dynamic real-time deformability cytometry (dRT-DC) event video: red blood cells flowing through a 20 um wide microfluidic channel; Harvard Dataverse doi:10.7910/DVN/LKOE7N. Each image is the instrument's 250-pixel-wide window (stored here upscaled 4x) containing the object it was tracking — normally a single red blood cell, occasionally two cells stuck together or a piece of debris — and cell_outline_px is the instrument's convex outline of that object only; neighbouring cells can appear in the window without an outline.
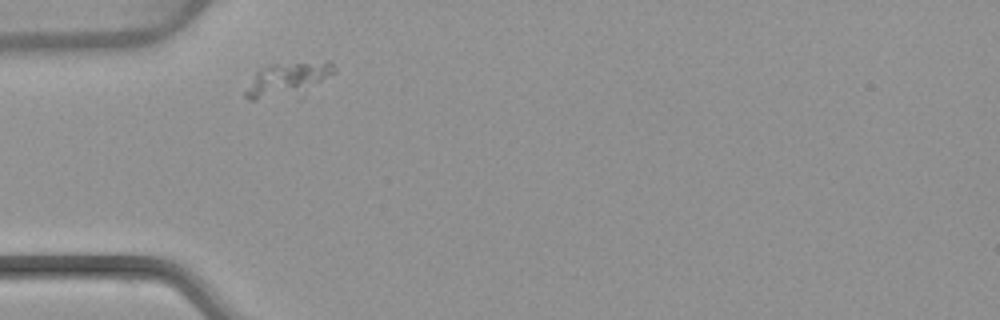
{"species": "common noctule bat (a hibernating species)", "species_latin": "Nyctalus noctula", "temperature_condition": "warm", "stored_images_in_passage": 2, "camera_frame_rate_fps": 3000, "um_per_image_px": 0.085, "animal": {"sex": "female", "body_mass_g": 22.7, "forearm_length_mm": 54.2}, "frame": {"image": 1, "passage_image": 1, "time_ms": 0.0, "image_size_px": [1000, 320], "cell_outline_px": [[336, 72], [320, 80], [296, 88], [256, 100], [248, 100], [244, 96], [244, 92], [256, 72], [260, 68], [268, 64], [328, 60], [332, 64]], "centroid_in_image_um": [24.33, 6.6], "position_along_channel_um": 60.7, "area_um2": 15.55}}
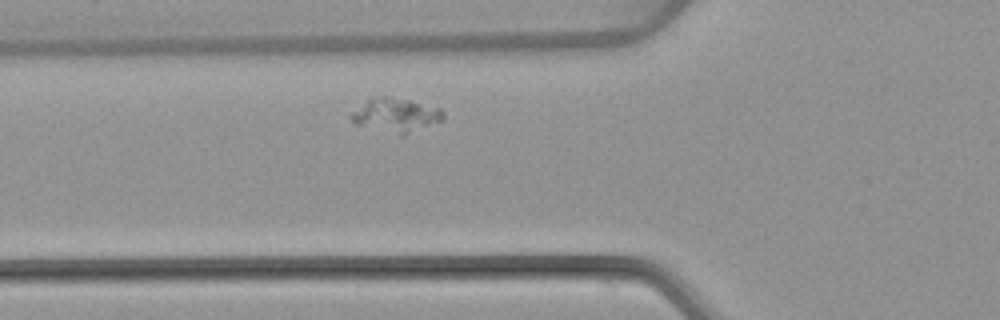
{"frame": {"image": 2, "passage_image": 2, "time_ms": 1.0, "image_size_px": [1000, 320], "cell_outline_px": [[444, 120], [404, 136], [400, 136], [356, 124], [348, 116], [352, 112], [368, 100], [380, 96], [384, 96], [408, 100], [440, 108], [444, 112]], "centroid_in_image_um": [33.68, 9.82], "position_along_channel_um": 92.1, "area_um2": 18.15}}